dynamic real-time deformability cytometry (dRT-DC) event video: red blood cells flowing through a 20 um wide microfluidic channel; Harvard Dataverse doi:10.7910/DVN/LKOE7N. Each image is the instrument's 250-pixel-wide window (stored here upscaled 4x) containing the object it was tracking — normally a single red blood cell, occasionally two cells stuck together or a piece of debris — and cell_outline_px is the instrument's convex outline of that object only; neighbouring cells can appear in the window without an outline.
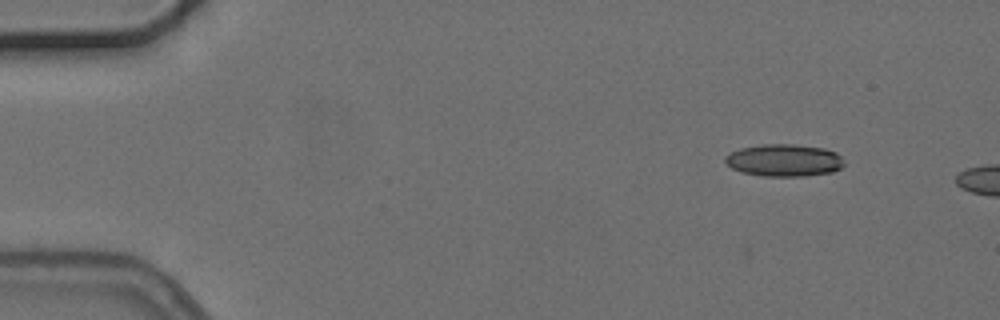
{"species": "common noctule bat (a hibernating species)", "species_latin": "Nyctalus noctula", "temperature_condition": "cold", "stored_images_in_passage": 2, "camera_frame_rate_fps": 3000, "um_per_image_px": 0.085, "animal": {"sex": "female", "body_mass_g": 24.6, "forearm_length_mm": 56.2}, "frame": {"image": 1, "passage_image": 1, "time_ms": 0.0, "image_size_px": [1000, 320], "cell_outline_px": [[844, 164], [840, 168], [832, 172], [804, 176], [764, 176], [740, 172], [732, 168], [724, 160], [724, 156], [740, 148], [760, 144], [792, 144], [824, 148], [836, 152], [840, 156]], "centroid_in_image_um": [66.63, 13.62], "position_along_channel_um": 18.4, "area_um2": 22.37}}